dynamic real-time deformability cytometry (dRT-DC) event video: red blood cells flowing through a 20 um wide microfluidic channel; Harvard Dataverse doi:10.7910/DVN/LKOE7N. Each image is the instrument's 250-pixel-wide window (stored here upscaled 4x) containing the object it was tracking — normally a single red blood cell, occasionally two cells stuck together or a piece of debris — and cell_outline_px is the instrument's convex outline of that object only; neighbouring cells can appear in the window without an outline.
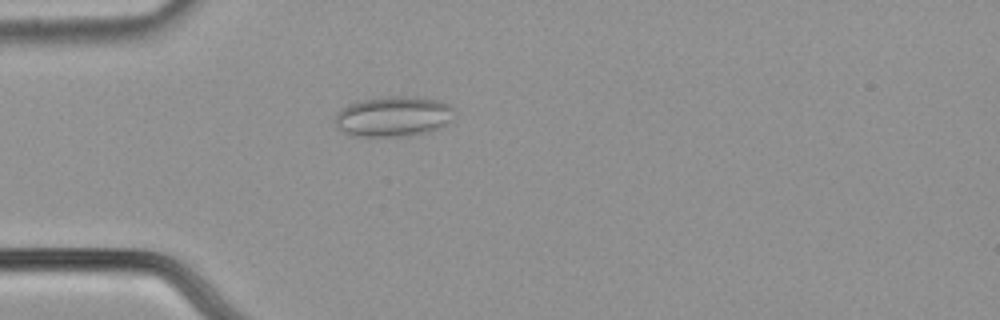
{"species": "common noctule bat (a hibernating species)", "species_latin": "Nyctalus noctula", "temperature_condition": "cold", "stored_images_in_passage": 53, "camera_frame_rate_fps": 3000, "um_per_image_px": 0.085, "animal": {"sex": "male", "body_mass_g": 21.5, "forearm_length_mm": 52.0}, "frame": {"image": 1, "passage_image": 15, "time_ms": 4.667, "image_size_px": [1000, 320], "cell_outline_px": [[456, 108], [452, 120], [448, 124], [440, 128], [428, 132], [400, 136], [348, 136], [336, 128], [336, 112], [340, 108], [348, 104], [360, 100], [380, 96], [412, 96], [436, 100], [448, 104]], "centroid_in_image_um": [33.42, 9.89], "position_along_channel_um": 51.6, "area_um2": 28.55}}
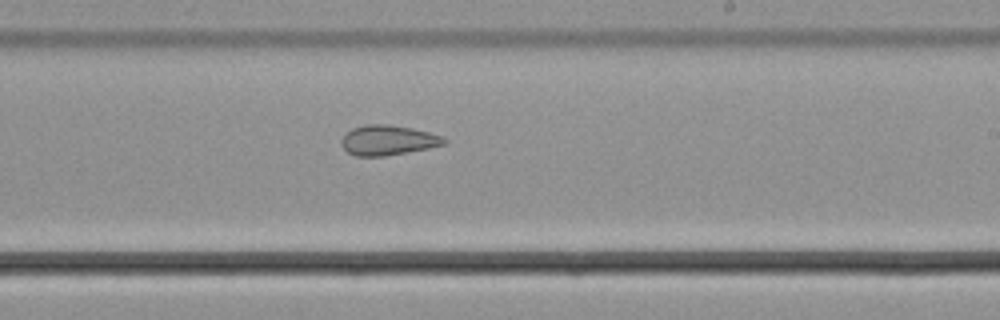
{"frame": {"image": 2, "passage_image": 32, "time_ms": 10.333, "image_size_px": [1000, 320], "cell_outline_px": [[448, 140], [444, 144], [428, 148], [384, 156], [356, 156], [348, 152], [340, 144], [340, 140], [352, 128], [368, 124], [388, 124], [412, 128], [444, 136]], "centroid_in_image_um": [32.98, 11.91], "position_along_channel_um": 256.0, "area_um2": 17.86}}
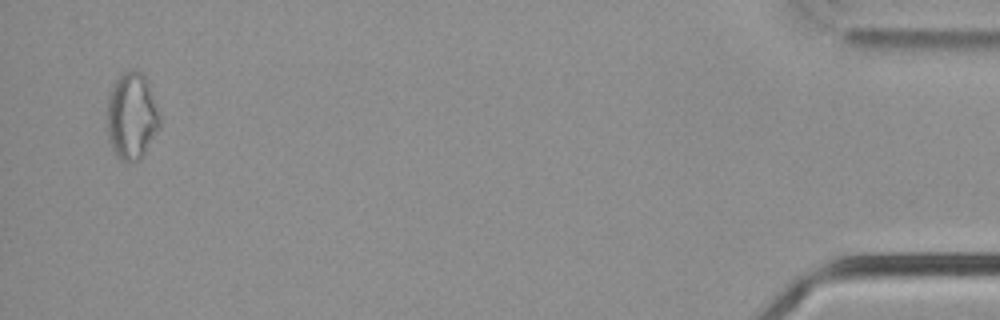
{"frame": {"image": 3, "passage_image": 52, "time_ms": 17.0, "image_size_px": [1000, 320], "cell_outline_px": [[160, 124], [140, 160], [128, 164], [120, 160], [112, 148], [108, 136], [108, 96], [112, 84], [124, 72], [132, 68], [140, 72], [144, 76], [148, 84], [160, 116]], "centroid_in_image_um": [11.18, 9.88], "position_along_channel_um": 424.0, "area_um2": 26.36}, "authors_computed_cell_mechanics": {"area_um2": 23.0044, "velocity_mm_per_s": 3.8045, "shape_relaxation_time_tau1_ms": null, "shape_relaxation_time_tau2_ms": 2.4666, "deformation_change_tau1": null, "deformation_change_tau2": 0.0953}}